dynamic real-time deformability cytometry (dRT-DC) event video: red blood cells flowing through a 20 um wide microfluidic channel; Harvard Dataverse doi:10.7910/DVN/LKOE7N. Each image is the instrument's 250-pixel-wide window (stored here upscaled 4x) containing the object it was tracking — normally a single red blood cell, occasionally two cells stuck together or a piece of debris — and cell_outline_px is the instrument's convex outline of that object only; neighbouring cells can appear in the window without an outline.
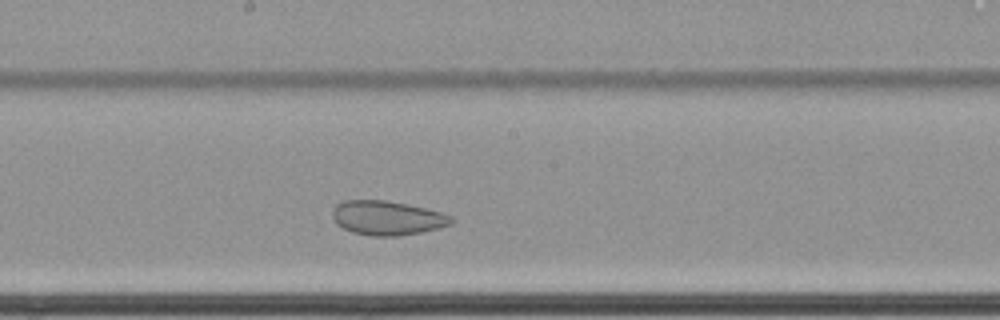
{"species": "common noctule bat (a hibernating species)", "species_latin": "Nyctalus noctula", "temperature_condition": "cold", "stored_images_in_passage": 34, "camera_frame_rate_fps": 3000, "um_per_image_px": 0.085, "animal": {"sex": "female", "body_mass_g": 22.7, "forearm_length_mm": 54.2}, "frame": {"image": 1, "passage_image": 15, "time_ms": 4.667, "image_size_px": [1000, 320], "cell_outline_px": [[452, 224], [420, 232], [396, 236], [372, 236], [352, 232], [336, 224], [332, 220], [332, 208], [336, 204], [344, 200], [384, 200], [408, 204], [440, 212], [452, 216]], "centroid_in_image_um": [32.85, 18.52], "position_along_channel_um": 215.3, "area_um2": 23.7}, "authors_computed_cell_mechanics": {"area_um2": 25.2875, "velocity_mm_per_s": 3.3873, "shape_relaxation_time_tau1_ms": null, "shape_relaxation_time_tau2_ms": 1.856, "deformation_change_tau1": null, "deformation_change_tau2": 0.0633}}